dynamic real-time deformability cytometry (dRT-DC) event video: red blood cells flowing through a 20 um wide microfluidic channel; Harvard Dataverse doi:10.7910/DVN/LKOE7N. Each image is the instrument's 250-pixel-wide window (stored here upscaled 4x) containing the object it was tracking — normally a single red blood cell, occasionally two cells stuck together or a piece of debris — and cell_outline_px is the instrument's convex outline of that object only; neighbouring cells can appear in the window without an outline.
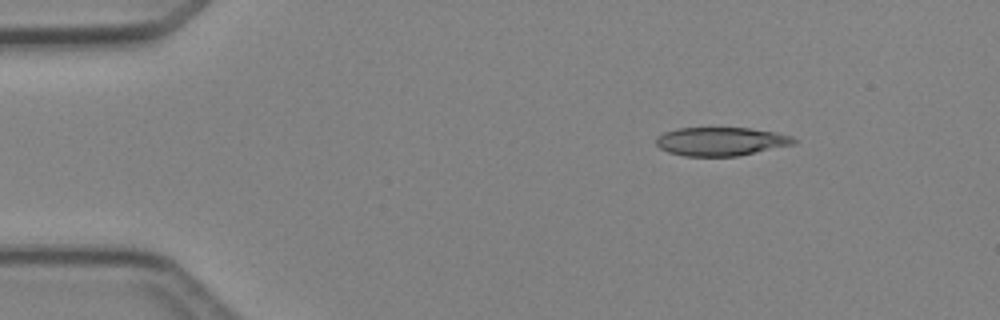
{"species": "Egyptian fruit bat (a non-hibernating species)", "species_latin": "Rousettus aegyptiacus", "temperature_condition": "cold", "stored_images_in_passage": 4, "camera_frame_rate_fps": 3000, "um_per_image_px": 0.085, "animal": {"sex": "female"}, "frame": {"image": 1, "passage_image": 2, "time_ms": 1.333, "image_size_px": [1000, 320], "cell_outline_px": [[796, 144], [736, 156], [684, 156], [668, 152], [660, 148], [656, 144], [656, 136], [664, 132], [680, 128], [748, 128], [776, 132], [792, 136], [796, 140]], "centroid_in_image_um": [61.27, 12.02], "position_along_channel_um": 23.7, "area_um2": 22.89}}
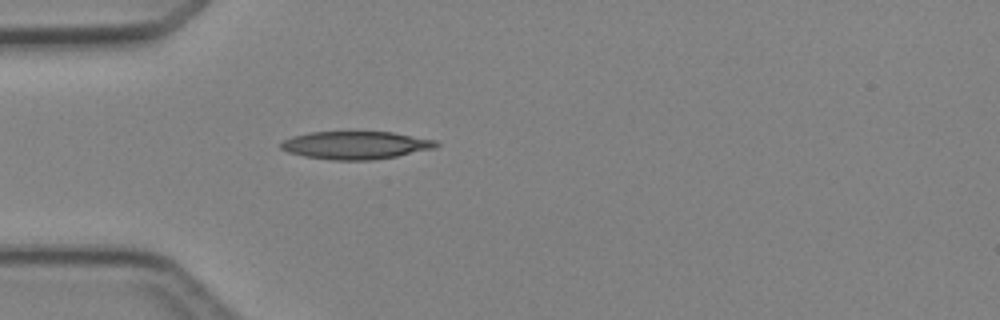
{"frame": {"image": 2, "passage_image": 4, "time_ms": 3.667, "image_size_px": [1000, 320], "cell_outline_px": [[440, 144], [436, 148], [396, 156], [372, 160], [332, 160], [304, 156], [288, 152], [280, 148], [280, 144], [284, 140], [292, 136], [308, 132], [392, 132], [436, 140]], "centroid_in_image_um": [30.23, 12.34], "position_along_channel_um": 54.8, "area_um2": 25.2}}